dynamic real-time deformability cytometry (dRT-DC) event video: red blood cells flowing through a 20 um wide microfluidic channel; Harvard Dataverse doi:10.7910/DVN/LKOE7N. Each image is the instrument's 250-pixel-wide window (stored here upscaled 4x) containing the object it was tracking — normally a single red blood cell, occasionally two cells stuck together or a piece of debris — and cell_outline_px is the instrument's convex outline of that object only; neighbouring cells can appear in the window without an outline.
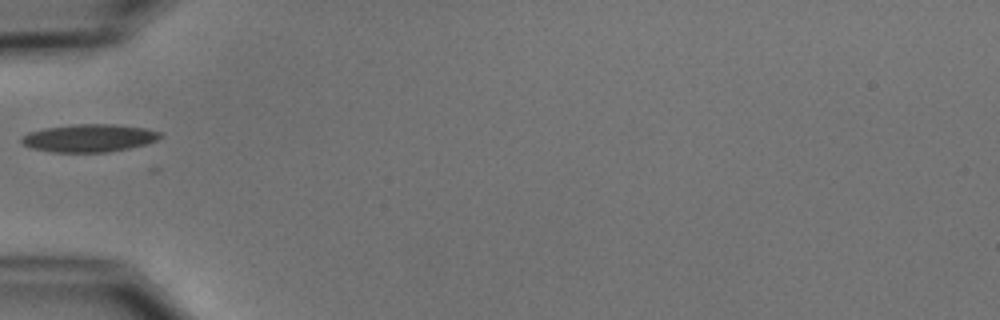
{"species": "common noctule bat (a hibernating species)", "species_latin": "Nyctalus noctula", "temperature_condition": "cold", "stored_images_in_passage": 2, "camera_frame_rate_fps": 3000, "um_per_image_px": 0.085, "animal": {"sex": "male", "body_mass_g": 15.6}, "frame": {"image": 1, "passage_image": 2, "time_ms": 1.0, "image_size_px": [1000, 320], "cell_outline_px": [[164, 136], [156, 140], [144, 144], [128, 148], [108, 152], [52, 152], [32, 148], [24, 144], [20, 140], [20, 136], [28, 132], [44, 128], [76, 124], [116, 124], [144, 128], [160, 132]], "centroid_in_image_um": [7.55, 11.73], "position_along_channel_um": 77.4, "area_um2": 22.43}}